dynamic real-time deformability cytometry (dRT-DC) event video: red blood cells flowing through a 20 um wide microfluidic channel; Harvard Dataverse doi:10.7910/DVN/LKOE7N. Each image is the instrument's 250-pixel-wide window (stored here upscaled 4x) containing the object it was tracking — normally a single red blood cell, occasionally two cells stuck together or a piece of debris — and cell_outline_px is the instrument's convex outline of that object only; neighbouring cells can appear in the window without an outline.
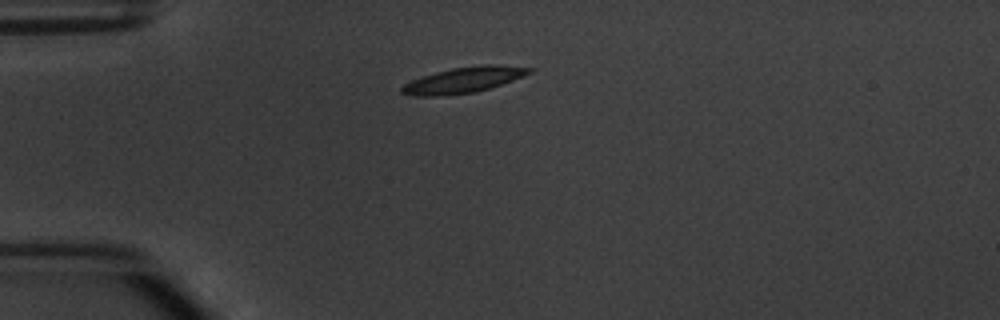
{"species": "common noctule bat (a hibernating species)", "species_latin": "Nyctalus noctula", "temperature_condition": "warm", "stored_images_in_passage": 5, "camera_frame_rate_fps": 3000, "um_per_image_px": 0.085, "animal": {"sex": "male", "body_mass_g": 20.1, "forearm_length_mm": 53.5}, "frame": {"image": 1, "passage_image": 1, "time_ms": 0.0, "image_size_px": [1000, 320], "cell_outline_px": [[536, 68], [532, 72], [512, 80], [488, 88], [472, 92], [440, 96], [420, 96], [400, 92], [400, 88], [404, 84], [412, 80], [436, 72], [452, 68], [480, 64], [496, 64]], "centroid_in_image_um": [39.43, 6.78], "position_along_channel_um": 45.6, "area_um2": 18.84}}
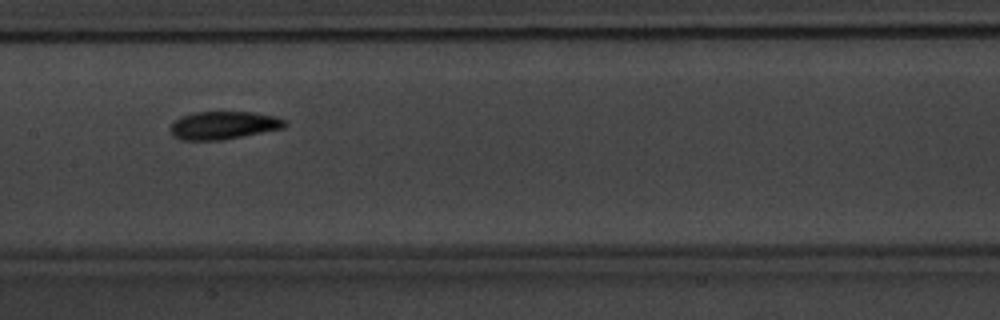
{"frame": {"image": 2, "passage_image": 5, "time_ms": 4.333, "image_size_px": [1000, 320], "cell_outline_px": [[288, 124], [284, 128], [220, 140], [180, 140], [172, 136], [168, 128], [180, 116], [192, 112], [252, 112], [276, 116], [288, 120]], "centroid_in_image_um": [18.99, 10.64], "position_along_channel_um": 188.4, "area_um2": 18.84}}